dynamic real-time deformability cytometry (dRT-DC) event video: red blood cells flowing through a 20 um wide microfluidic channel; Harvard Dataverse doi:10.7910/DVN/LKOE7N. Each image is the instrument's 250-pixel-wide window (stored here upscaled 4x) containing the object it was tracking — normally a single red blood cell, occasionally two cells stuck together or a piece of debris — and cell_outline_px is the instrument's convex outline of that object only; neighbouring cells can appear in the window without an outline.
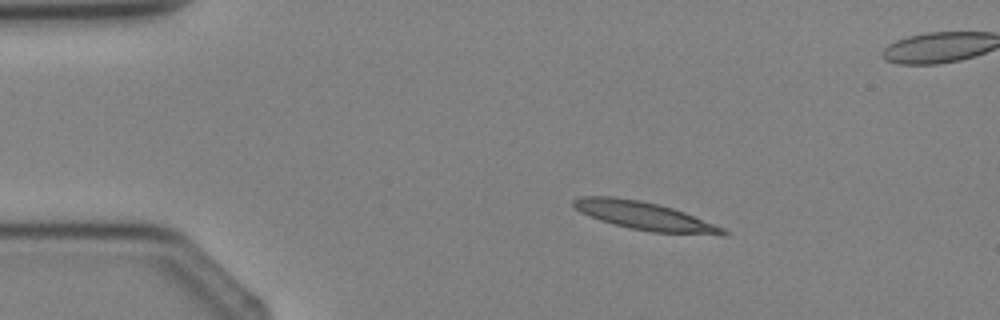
{"species": "Egyptian fruit bat (a non-hibernating species)", "species_latin": "Rousettus aegyptiacus", "temperature_condition": "cold", "stored_images_in_passage": 3, "camera_frame_rate_fps": 3000, "um_per_image_px": 0.085, "animal": {"sex": "female"}, "frame": {"image": 1, "passage_image": 1, "time_ms": 0.0, "image_size_px": [1000, 320], "cell_outline_px": [[728, 236], [720, 236], [652, 232], [632, 228], [600, 220], [580, 212], [572, 204], [572, 200], [580, 196], [612, 196], [640, 200], [660, 204], [684, 212], [724, 228], [728, 232]], "centroid_in_image_um": [54.84, 18.36], "position_along_channel_um": 30.2, "area_um2": 24.57}}